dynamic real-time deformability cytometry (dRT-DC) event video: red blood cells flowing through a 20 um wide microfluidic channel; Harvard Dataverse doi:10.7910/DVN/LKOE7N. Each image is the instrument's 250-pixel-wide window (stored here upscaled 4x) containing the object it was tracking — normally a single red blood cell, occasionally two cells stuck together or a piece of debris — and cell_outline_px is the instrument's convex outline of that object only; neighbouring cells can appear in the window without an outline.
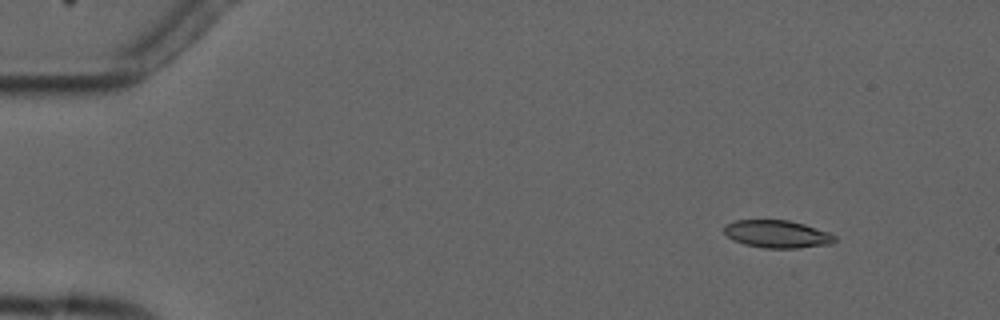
{"species": "common noctule bat (a hibernating species)", "species_latin": "Nyctalus noctula", "temperature_condition": "cold", "stored_images_in_passage": 6, "camera_frame_rate_fps": 3000, "um_per_image_px": 0.085, "animal": {"sex": "male", "forearm_length_mm": 52.5}, "frame": {"image": 1, "passage_image": 2, "time_ms": 1.0, "image_size_px": [1000, 320], "cell_outline_px": [[836, 240], [832, 244], [796, 248], [764, 248], [744, 244], [732, 240], [724, 232], [724, 224], [736, 220], [788, 220], [804, 224], [828, 232], [836, 236]], "centroid_in_image_um": [66.05, 19.89], "position_along_channel_um": 19.0, "area_um2": 17.86}}